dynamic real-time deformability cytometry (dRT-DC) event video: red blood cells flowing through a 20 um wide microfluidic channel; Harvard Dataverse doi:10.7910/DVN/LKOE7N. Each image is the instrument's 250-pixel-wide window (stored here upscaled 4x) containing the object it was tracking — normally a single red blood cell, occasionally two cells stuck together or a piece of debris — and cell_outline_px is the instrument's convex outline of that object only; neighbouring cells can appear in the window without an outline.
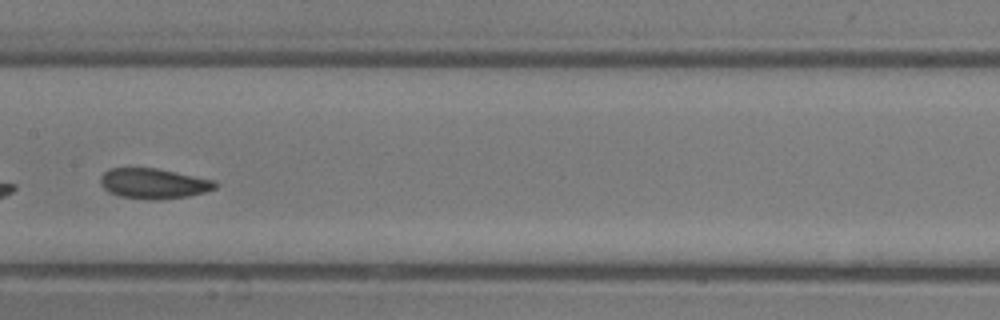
{"species": "common noctule bat (a hibernating species)", "species_latin": "Nyctalus noctula", "temperature_condition": "room temperature", "stored_images_in_passage": 33, "camera_frame_rate_fps": 3000, "um_per_image_px": 0.085, "animal": {"sex": "male", "body_mass_g": 13.3}, "frame": {"image": 1, "passage_image": 19, "time_ms": 6.0, "image_size_px": [1000, 320], "cell_outline_px": [[216, 188], [204, 192], [188, 196], [120, 196], [108, 192], [100, 184], [100, 176], [108, 168], [156, 168], [216, 180]], "centroid_in_image_um": [13.03, 15.53], "position_along_channel_um": 194.4, "area_um2": 19.25}}
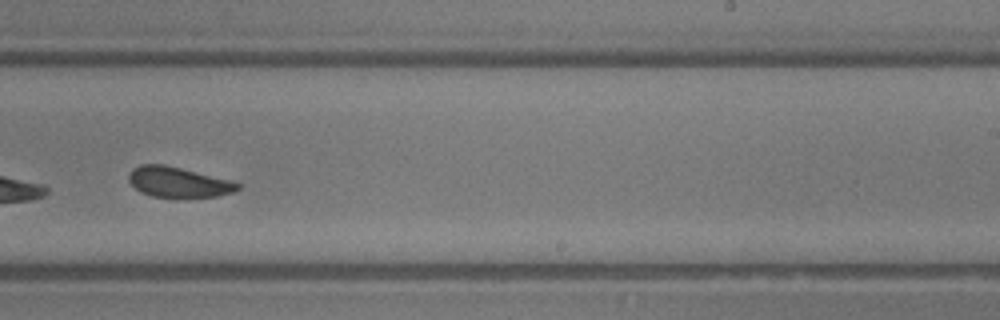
{"frame": {"image": 2, "passage_image": 24, "time_ms": 7.667, "image_size_px": [1000, 320], "cell_outline_px": [[240, 188], [232, 192], [216, 196], [176, 200], [152, 196], [140, 192], [128, 180], [128, 176], [132, 168], [140, 164], [164, 164], [232, 180], [240, 184]], "centroid_in_image_um": [15.15, 15.51], "position_along_channel_um": 273.9, "area_um2": 19.88}, "authors_computed_cell_mechanics": {"area_um2": 20.808, "velocity_mm_per_s": 4.781, "shape_relaxation_time_tau1_ms": 4.8921, "shape_relaxation_time_tau2_ms": 1.5892, "deformation_change_tau1": 0.1275, "deformation_change_tau2": 0.0661}}